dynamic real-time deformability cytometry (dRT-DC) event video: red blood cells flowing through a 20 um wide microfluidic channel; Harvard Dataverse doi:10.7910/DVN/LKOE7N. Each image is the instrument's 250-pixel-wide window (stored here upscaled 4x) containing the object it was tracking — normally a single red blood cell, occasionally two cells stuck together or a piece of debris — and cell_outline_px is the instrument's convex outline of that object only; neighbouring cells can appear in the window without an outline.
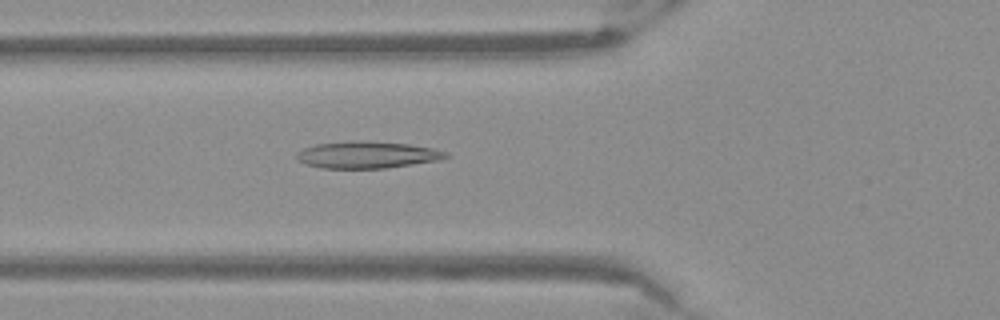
{"species": "Egyptian fruit bat (a non-hibernating species)", "species_latin": "Rousettus aegyptiacus", "temperature_condition": "warm", "stored_images_in_passage": 43, "camera_frame_rate_fps": 3000, "um_per_image_px": 0.085, "frame": {"image": 1, "passage_image": 20, "time_ms": 6.333, "image_size_px": [1000, 320], "cell_outline_px": [[452, 156], [440, 160], [388, 168], [320, 168], [308, 164], [300, 160], [296, 156], [296, 152], [304, 148], [316, 144], [408, 144], [432, 148], [448, 152]], "centroid_in_image_um": [31.3, 13.22], "position_along_channel_um": 94.5, "area_um2": 22.02}}
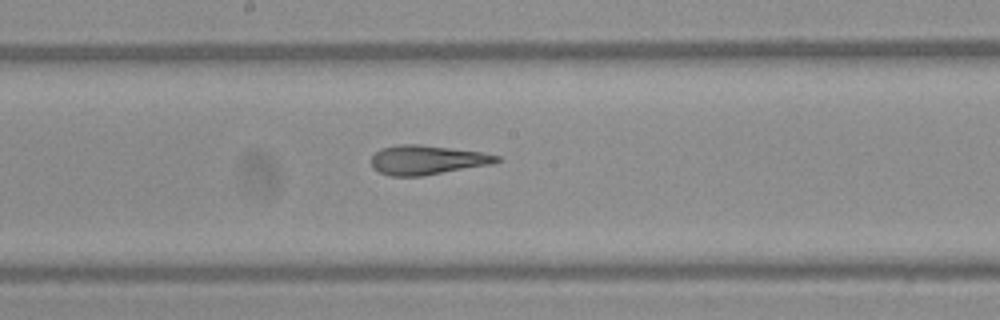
{"frame": {"image": 2, "passage_image": 29, "time_ms": 9.333, "image_size_px": [1000, 320], "cell_outline_px": [[504, 160], [492, 164], [420, 176], [388, 176], [372, 168], [372, 156], [380, 148], [400, 144], [420, 144], [484, 152], [500, 156]], "centroid_in_image_um": [36.33, 13.58], "position_along_channel_um": 211.9, "area_um2": 21.56}}
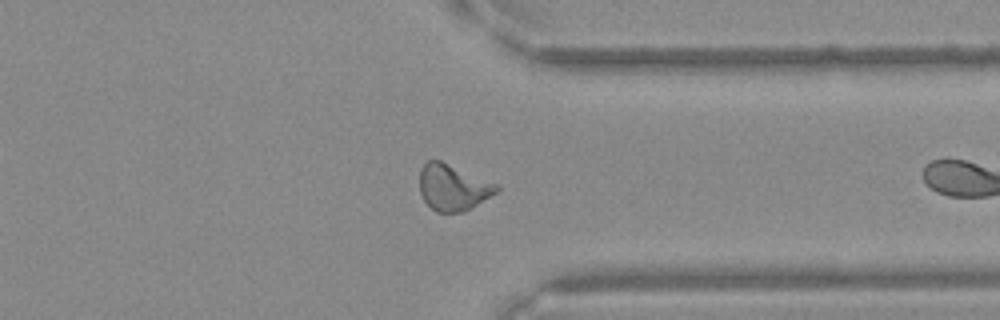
{"frame": {"image": 3, "passage_image": 42, "time_ms": 13.667, "image_size_px": [1000, 320], "cell_outline_px": [[500, 188], [496, 192], [464, 212], [436, 212], [424, 200], [420, 192], [420, 168], [428, 160], [440, 160], [496, 184]], "centroid_in_image_um": [38.46, 15.93], "position_along_channel_um": 372.9, "area_um2": 20.29}}